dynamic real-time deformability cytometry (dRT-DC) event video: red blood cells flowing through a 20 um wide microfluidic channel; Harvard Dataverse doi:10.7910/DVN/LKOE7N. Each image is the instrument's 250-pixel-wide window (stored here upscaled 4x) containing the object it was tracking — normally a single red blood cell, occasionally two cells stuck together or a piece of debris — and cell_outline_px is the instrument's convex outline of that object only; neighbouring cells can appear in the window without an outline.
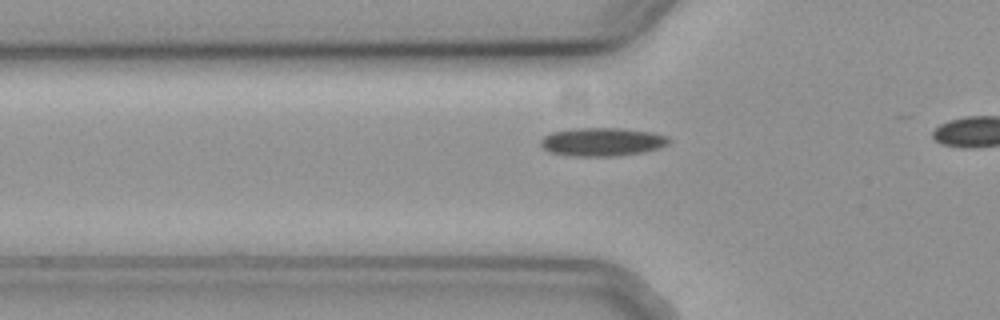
{"species": "common noctule bat (a hibernating species)", "species_latin": "Nyctalus noctula", "temperature_condition": "cold", "stored_images_in_passage": 27, "camera_frame_rate_fps": 3000, "um_per_image_px": 0.085, "animal": {"sex": "female", "body_mass_g": 19.3, "forearm_length_mm": 54.1}, "frame": {"image": 1, "passage_image": 11, "time_ms": 3.333, "image_size_px": [1000, 320], "cell_outline_px": [[672, 140], [668, 144], [660, 148], [644, 152], [616, 156], [572, 156], [552, 152], [544, 148], [540, 144], [540, 140], [544, 136], [552, 132], [568, 128], [620, 128], [652, 132], [668, 136]], "centroid_in_image_um": [51.22, 12.05], "position_along_channel_um": 74.6, "area_um2": 21.39}}
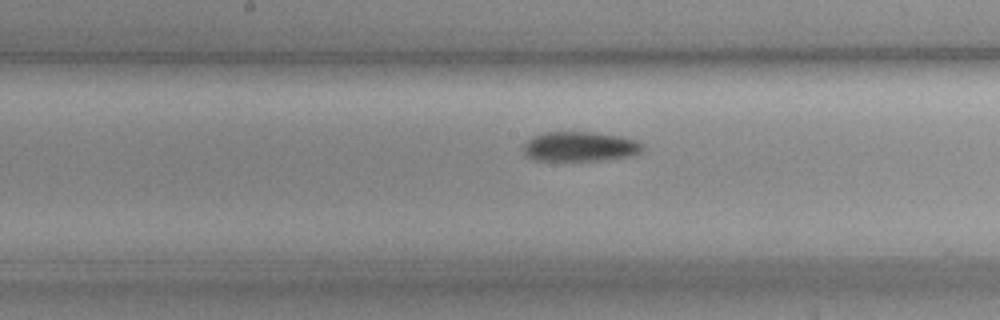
{"frame": {"image": 2, "passage_image": 21, "time_ms": 6.667, "image_size_px": [1000, 320], "cell_outline_px": [[644, 148], [636, 156], [604, 160], [536, 160], [524, 156], [524, 144], [532, 136], [544, 132], [592, 132], [620, 136], [636, 140], [644, 144]], "centroid_in_image_um": [49.33, 12.46], "position_along_channel_um": 198.9, "area_um2": 20.87}}
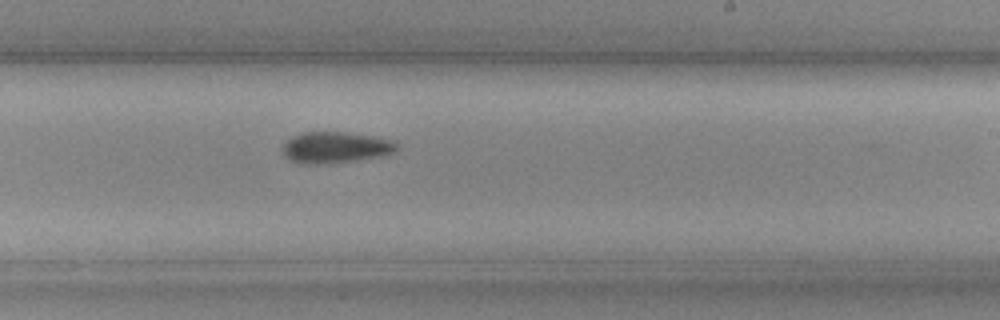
{"frame": {"image": 3, "passage_image": 26, "time_ms": 8.333, "image_size_px": [1000, 320], "cell_outline_px": [[396, 152], [384, 156], [356, 160], [316, 164], [300, 164], [284, 156], [284, 144], [292, 136], [304, 132], [344, 132], [372, 136], [396, 140]], "centroid_in_image_um": [28.55, 12.53], "position_along_channel_um": 260.4, "area_um2": 20.69}}